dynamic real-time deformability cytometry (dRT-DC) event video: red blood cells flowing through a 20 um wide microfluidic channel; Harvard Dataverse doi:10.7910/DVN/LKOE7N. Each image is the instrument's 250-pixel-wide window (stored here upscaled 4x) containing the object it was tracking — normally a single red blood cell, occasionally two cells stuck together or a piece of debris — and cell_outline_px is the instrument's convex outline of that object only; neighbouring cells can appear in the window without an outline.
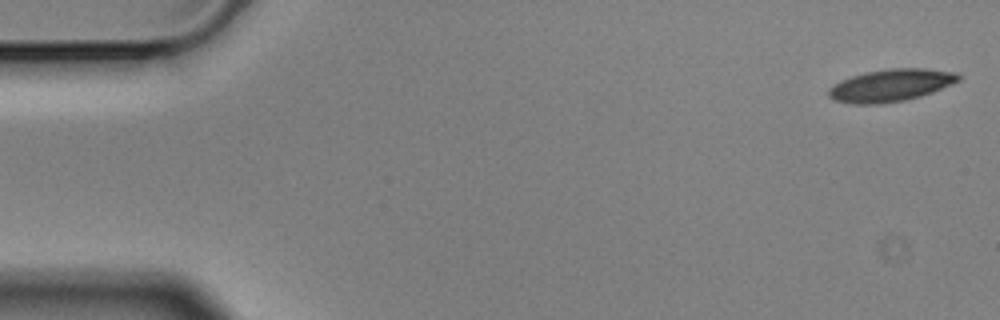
{"species": "Egyptian fruit bat (a non-hibernating species)", "species_latin": "Rousettus aegyptiacus", "temperature_condition": "cold", "stored_images_in_passage": 5, "camera_frame_rate_fps": 3000, "um_per_image_px": 0.085, "animal": {"sex": "male"}, "frame": {"image": 1, "passage_image": 1, "time_ms": 0.0, "image_size_px": [1000, 320], "cell_outline_px": [[960, 80], [932, 92], [920, 96], [904, 100], [880, 104], [852, 104], [832, 100], [828, 96], [828, 88], [832, 84], [840, 80], [864, 72], [888, 68], [924, 68], [956, 72], [960, 76]], "centroid_in_image_um": [75.66, 7.25], "position_along_channel_um": 9.3, "area_um2": 24.62}}
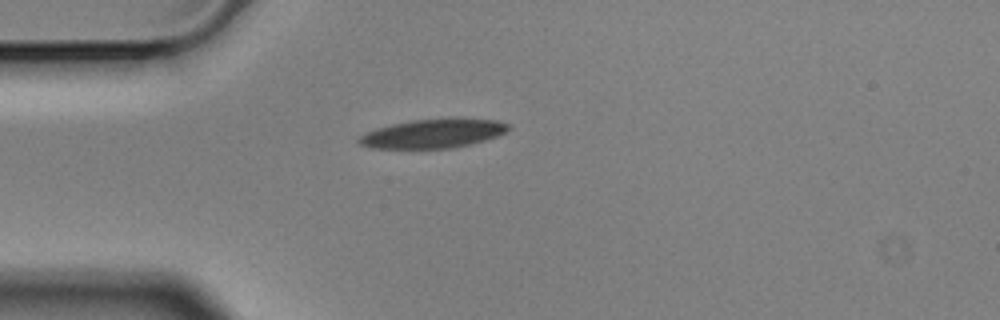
{"frame": {"image": 2, "passage_image": 5, "time_ms": 1.333, "image_size_px": [1000, 320], "cell_outline_px": [[512, 128], [508, 132], [484, 140], [452, 148], [372, 148], [360, 144], [356, 140], [360, 136], [376, 128], [392, 124], [412, 120], [448, 116], [496, 120], [512, 124]], "centroid_in_image_um": [36.89, 11.31], "position_along_channel_um": 48.1, "area_um2": 25.78}}